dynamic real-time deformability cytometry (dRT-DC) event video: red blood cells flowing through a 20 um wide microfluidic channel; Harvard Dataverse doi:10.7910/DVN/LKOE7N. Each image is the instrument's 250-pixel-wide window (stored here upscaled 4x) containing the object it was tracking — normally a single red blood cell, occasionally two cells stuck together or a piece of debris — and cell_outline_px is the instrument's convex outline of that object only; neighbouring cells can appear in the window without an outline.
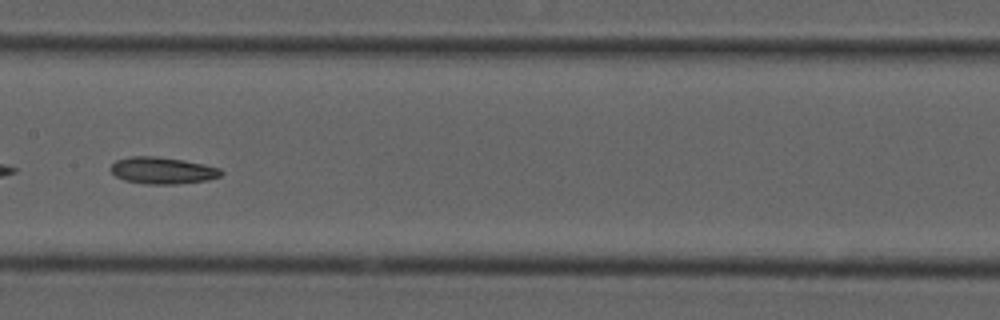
{"species": "common noctule bat (a hibernating species)", "species_latin": "Nyctalus noctula", "temperature_condition": "cold", "stored_images_in_passage": 35, "camera_frame_rate_fps": 3000, "um_per_image_px": 0.085, "animal": {"sex": "male", "forearm_length_mm": 52.5}, "frame": {"image": 1, "passage_image": 20, "time_ms": 6.333, "image_size_px": [1000, 320], "cell_outline_px": [[224, 172], [220, 176], [208, 180], [176, 184], [148, 184], [124, 180], [116, 176], [112, 172], [112, 164], [116, 160], [128, 156], [156, 156], [184, 160], [204, 164], [220, 168]], "centroid_in_image_um": [13.83, 14.48], "position_along_channel_um": 193.6, "area_um2": 17.22}, "authors_computed_cell_mechanics": {"area_um2": 17.2822, "velocity_mm_per_s": 3.7211, "shape_relaxation_time_tau1_ms": null, "shape_relaxation_time_tau2_ms": 10.3332, "deformation_change_tau1": null, "deformation_change_tau2": 0.1581}}